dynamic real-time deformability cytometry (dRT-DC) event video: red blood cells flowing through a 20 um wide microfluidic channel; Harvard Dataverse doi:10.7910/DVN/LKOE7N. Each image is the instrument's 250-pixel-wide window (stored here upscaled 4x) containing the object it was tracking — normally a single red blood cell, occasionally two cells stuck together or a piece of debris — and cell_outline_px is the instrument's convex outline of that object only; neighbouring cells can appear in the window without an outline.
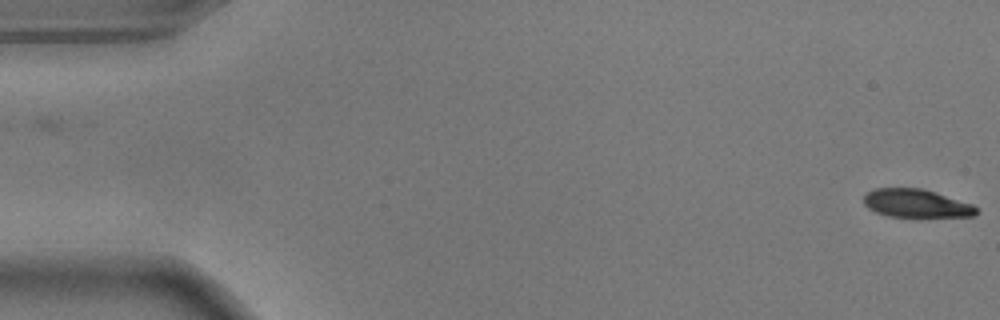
{"species": "common noctule bat (a hibernating species)", "species_latin": "Nyctalus noctula", "temperature_condition": "warm", "stored_images_in_passage": 12, "camera_frame_rate_fps": 3000, "um_per_image_px": 0.085, "animal": {"sex": "male", "body_mass_g": 17.9}, "frame": {"image": 1, "passage_image": 1, "time_ms": 0.0, "image_size_px": [1000, 320], "cell_outline_px": [[976, 216], [920, 220], [888, 216], [876, 212], [868, 208], [864, 204], [864, 196], [868, 192], [876, 188], [924, 188], [972, 204], [976, 208]], "centroid_in_image_um": [77.92, 17.35], "position_along_channel_um": 7.1, "area_um2": 19.54}}